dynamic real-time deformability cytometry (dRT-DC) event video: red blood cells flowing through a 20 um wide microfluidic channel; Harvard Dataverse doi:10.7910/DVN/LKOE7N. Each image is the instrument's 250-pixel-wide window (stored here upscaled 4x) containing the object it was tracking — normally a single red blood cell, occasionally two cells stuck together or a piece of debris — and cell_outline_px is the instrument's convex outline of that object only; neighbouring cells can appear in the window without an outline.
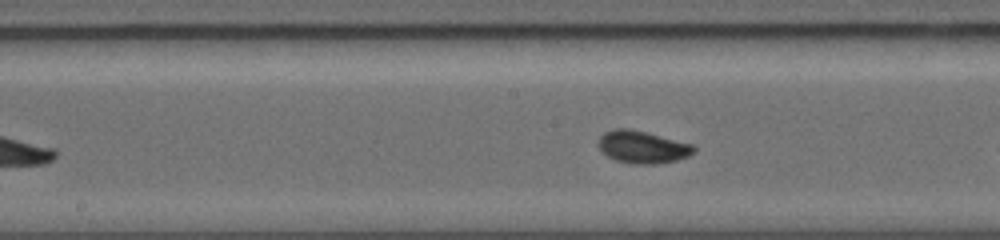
{"species": "common noctule bat (a hibernating species)", "species_latin": "Nyctalus noctula", "temperature_condition": "warm", "stored_images_in_passage": 9, "segment_of_instrument_passage": [2, 2], "camera_frame_rate_fps": 5000, "um_per_image_px": 0.085, "animal": {"sex": "female", "body_mass_g": 19.0, "forearm_length_mm": 56.7}, "frame": {"image": 1, "passage_image": 9, "time_ms": 5.4, "image_size_px": [1000, 240], "cell_outline_px": [[696, 152], [688, 156], [676, 160], [656, 164], [632, 164], [616, 160], [608, 156], [596, 144], [600, 136], [604, 132], [616, 128], [628, 128], [692, 144], [696, 148]], "centroid_in_image_um": [54.6, 12.5], "position_along_channel_um": 193.6, "area_um2": 17.92}}